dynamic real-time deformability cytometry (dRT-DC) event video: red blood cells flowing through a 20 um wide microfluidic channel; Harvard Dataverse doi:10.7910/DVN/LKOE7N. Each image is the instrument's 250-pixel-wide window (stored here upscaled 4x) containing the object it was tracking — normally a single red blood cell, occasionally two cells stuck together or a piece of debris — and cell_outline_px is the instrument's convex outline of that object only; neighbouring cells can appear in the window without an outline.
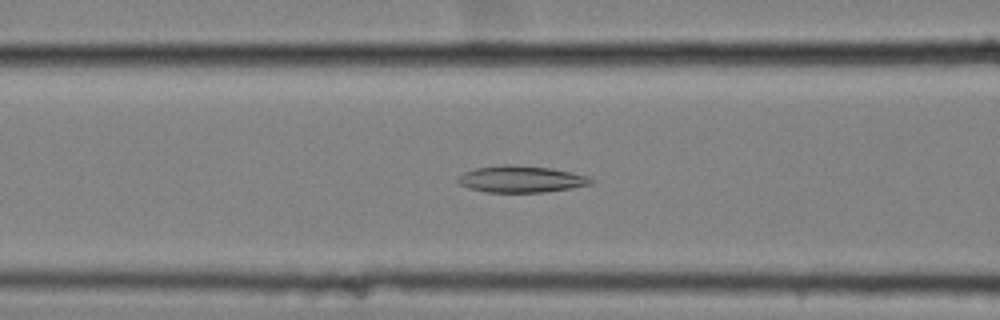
{"species": "common noctule bat (a hibernating species)", "species_latin": "Nyctalus noctula", "temperature_condition": "cold", "stored_images_in_passage": 59, "camera_frame_rate_fps": 3000, "um_per_image_px": 0.085, "animal": {"sex": "female", "body_mass_g": 25.1}, "frame": {"image": 1, "passage_image": 25, "time_ms": 8.0, "image_size_px": [1000, 320], "cell_outline_px": [[596, 180], [592, 184], [572, 188], [544, 192], [484, 192], [468, 188], [460, 184], [456, 180], [464, 172], [476, 168], [504, 164], [508, 164], [552, 168], [572, 172], [588, 176]], "centroid_in_image_um": [44.32, 15.22], "position_along_channel_um": 122.3, "area_um2": 20.81}}
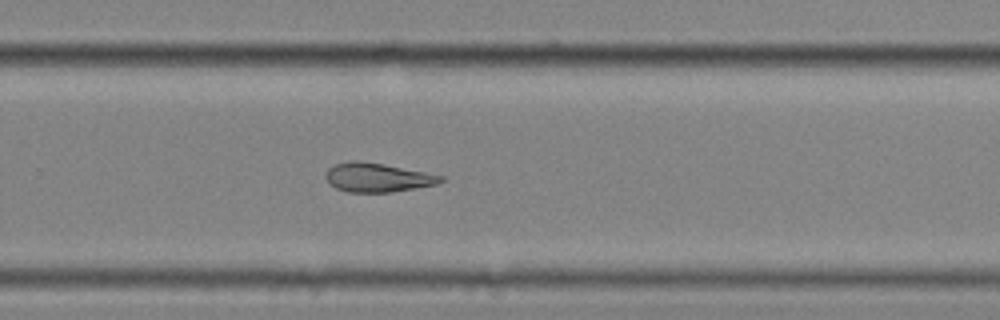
{"frame": {"image": 2, "passage_image": 40, "time_ms": 13.0, "image_size_px": [1000, 320], "cell_outline_px": [[444, 180], [436, 184], [392, 192], [348, 192], [336, 188], [324, 176], [328, 168], [336, 164], [352, 160], [360, 160], [384, 164], [444, 176]], "centroid_in_image_um": [32.07, 15.08], "position_along_channel_um": 297.7, "area_um2": 19.25}}
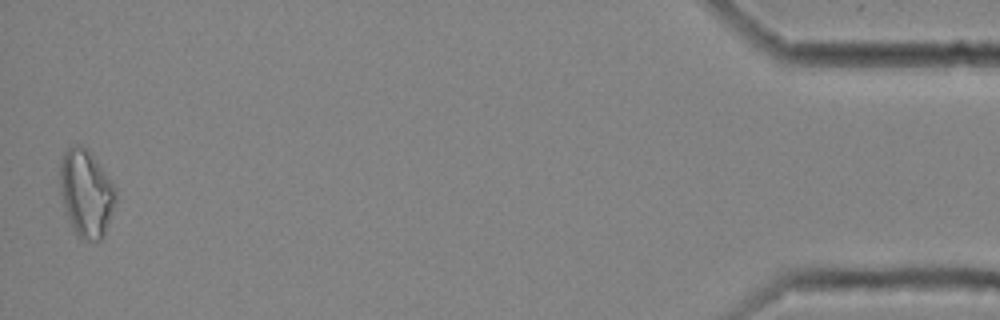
{"frame": {"image": 3, "passage_image": 58, "time_ms": 19.0, "image_size_px": [1000, 320], "cell_outline_px": [[116, 200], [104, 236], [100, 240], [80, 240], [72, 232], [64, 212], [60, 192], [60, 160], [64, 152], [68, 148], [76, 144], [80, 144], [88, 148], [116, 188]], "centroid_in_image_um": [7.29, 16.45], "position_along_channel_um": 427.9, "area_um2": 28.9}, "authors_computed_cell_mechanics": {"area_um2": 21.7906, "velocity_mm_per_s": 3.5158, "shape_relaxation_time_tau1_ms": 7.4364, "shape_relaxation_time_tau2_ms": 6.3644, "deformation_change_tau1": 0.1535, "deformation_change_tau2": 0.1722}}